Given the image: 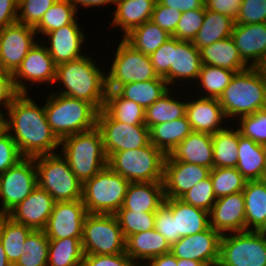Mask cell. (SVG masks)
<instances>
[{
  "label": "cell",
  "mask_w": 266,
  "mask_h": 266,
  "mask_svg": "<svg viewBox=\"0 0 266 266\" xmlns=\"http://www.w3.org/2000/svg\"><path fill=\"white\" fill-rule=\"evenodd\" d=\"M29 95L18 93L13 98L3 114V128L12 136L23 157L57 153L60 140L47 122L44 106Z\"/></svg>",
  "instance_id": "6da1fadb"
},
{
  "label": "cell",
  "mask_w": 266,
  "mask_h": 266,
  "mask_svg": "<svg viewBox=\"0 0 266 266\" xmlns=\"http://www.w3.org/2000/svg\"><path fill=\"white\" fill-rule=\"evenodd\" d=\"M98 65L87 53L78 59L57 65L55 84L58 82L63 87L62 90L58 88L53 92L84 100L98 111L102 110L107 95V76L106 71Z\"/></svg>",
  "instance_id": "7a4b0ae2"
},
{
  "label": "cell",
  "mask_w": 266,
  "mask_h": 266,
  "mask_svg": "<svg viewBox=\"0 0 266 266\" xmlns=\"http://www.w3.org/2000/svg\"><path fill=\"white\" fill-rule=\"evenodd\" d=\"M218 101L229 119L235 122L242 116L266 108V73L261 67H249L235 73ZM231 119V120H230Z\"/></svg>",
  "instance_id": "3957f363"
},
{
  "label": "cell",
  "mask_w": 266,
  "mask_h": 266,
  "mask_svg": "<svg viewBox=\"0 0 266 266\" xmlns=\"http://www.w3.org/2000/svg\"><path fill=\"white\" fill-rule=\"evenodd\" d=\"M51 91L46 96L44 111L59 140L97 126L99 111L91 103Z\"/></svg>",
  "instance_id": "277c9868"
},
{
  "label": "cell",
  "mask_w": 266,
  "mask_h": 266,
  "mask_svg": "<svg viewBox=\"0 0 266 266\" xmlns=\"http://www.w3.org/2000/svg\"><path fill=\"white\" fill-rule=\"evenodd\" d=\"M60 149L59 152L82 184L108 163L103 137L97 126L63 138L60 140Z\"/></svg>",
  "instance_id": "5b68a950"
},
{
  "label": "cell",
  "mask_w": 266,
  "mask_h": 266,
  "mask_svg": "<svg viewBox=\"0 0 266 266\" xmlns=\"http://www.w3.org/2000/svg\"><path fill=\"white\" fill-rule=\"evenodd\" d=\"M166 155L152 143L113 153L107 165L131 182H163Z\"/></svg>",
  "instance_id": "8992f818"
},
{
  "label": "cell",
  "mask_w": 266,
  "mask_h": 266,
  "mask_svg": "<svg viewBox=\"0 0 266 266\" xmlns=\"http://www.w3.org/2000/svg\"><path fill=\"white\" fill-rule=\"evenodd\" d=\"M130 182L108 165L86 180L82 201L88 213L115 214L123 205Z\"/></svg>",
  "instance_id": "52a82bcc"
},
{
  "label": "cell",
  "mask_w": 266,
  "mask_h": 266,
  "mask_svg": "<svg viewBox=\"0 0 266 266\" xmlns=\"http://www.w3.org/2000/svg\"><path fill=\"white\" fill-rule=\"evenodd\" d=\"M38 186L56 202L82 200L83 184L61 153L34 157Z\"/></svg>",
  "instance_id": "ba28073f"
},
{
  "label": "cell",
  "mask_w": 266,
  "mask_h": 266,
  "mask_svg": "<svg viewBox=\"0 0 266 266\" xmlns=\"http://www.w3.org/2000/svg\"><path fill=\"white\" fill-rule=\"evenodd\" d=\"M107 76V90H117L131 82H145L160 78L150 56L130 45L124 38L118 43Z\"/></svg>",
  "instance_id": "9c48e42d"
},
{
  "label": "cell",
  "mask_w": 266,
  "mask_h": 266,
  "mask_svg": "<svg viewBox=\"0 0 266 266\" xmlns=\"http://www.w3.org/2000/svg\"><path fill=\"white\" fill-rule=\"evenodd\" d=\"M125 240L115 215L88 213L85 217L81 240L84 254L125 253Z\"/></svg>",
  "instance_id": "30bf717a"
},
{
  "label": "cell",
  "mask_w": 266,
  "mask_h": 266,
  "mask_svg": "<svg viewBox=\"0 0 266 266\" xmlns=\"http://www.w3.org/2000/svg\"><path fill=\"white\" fill-rule=\"evenodd\" d=\"M217 266H266V235L261 231L222 235Z\"/></svg>",
  "instance_id": "8fae6325"
},
{
  "label": "cell",
  "mask_w": 266,
  "mask_h": 266,
  "mask_svg": "<svg viewBox=\"0 0 266 266\" xmlns=\"http://www.w3.org/2000/svg\"><path fill=\"white\" fill-rule=\"evenodd\" d=\"M38 186L34 158L24 157L0 174V215H7Z\"/></svg>",
  "instance_id": "7c38bea8"
},
{
  "label": "cell",
  "mask_w": 266,
  "mask_h": 266,
  "mask_svg": "<svg viewBox=\"0 0 266 266\" xmlns=\"http://www.w3.org/2000/svg\"><path fill=\"white\" fill-rule=\"evenodd\" d=\"M97 127L108 158L115 152L142 148L150 143V129L146 125H127L112 119L103 109L98 112Z\"/></svg>",
  "instance_id": "4fadbf2b"
},
{
  "label": "cell",
  "mask_w": 266,
  "mask_h": 266,
  "mask_svg": "<svg viewBox=\"0 0 266 266\" xmlns=\"http://www.w3.org/2000/svg\"><path fill=\"white\" fill-rule=\"evenodd\" d=\"M38 42L30 49L18 69L12 74L13 85L17 93H28L27 84L50 86L55 83L56 65L44 43ZM40 41V43H39ZM27 83V84H26Z\"/></svg>",
  "instance_id": "5bb4252c"
},
{
  "label": "cell",
  "mask_w": 266,
  "mask_h": 266,
  "mask_svg": "<svg viewBox=\"0 0 266 266\" xmlns=\"http://www.w3.org/2000/svg\"><path fill=\"white\" fill-rule=\"evenodd\" d=\"M34 27L15 23L0 30V67L13 74L37 43ZM36 40V41H35Z\"/></svg>",
  "instance_id": "9a60e30c"
},
{
  "label": "cell",
  "mask_w": 266,
  "mask_h": 266,
  "mask_svg": "<svg viewBox=\"0 0 266 266\" xmlns=\"http://www.w3.org/2000/svg\"><path fill=\"white\" fill-rule=\"evenodd\" d=\"M222 235L209 227L203 232L181 237L170 246V252L180 259H192L217 266L220 257V241Z\"/></svg>",
  "instance_id": "2e32d148"
},
{
  "label": "cell",
  "mask_w": 266,
  "mask_h": 266,
  "mask_svg": "<svg viewBox=\"0 0 266 266\" xmlns=\"http://www.w3.org/2000/svg\"><path fill=\"white\" fill-rule=\"evenodd\" d=\"M88 212L82 200L55 202L44 228L48 239L82 238Z\"/></svg>",
  "instance_id": "e0dca14e"
},
{
  "label": "cell",
  "mask_w": 266,
  "mask_h": 266,
  "mask_svg": "<svg viewBox=\"0 0 266 266\" xmlns=\"http://www.w3.org/2000/svg\"><path fill=\"white\" fill-rule=\"evenodd\" d=\"M79 25L76 18L71 24L46 33L43 40H41L56 66L85 55L82 49H84L83 46L87 36L83 34L85 31Z\"/></svg>",
  "instance_id": "ac0fdd59"
},
{
  "label": "cell",
  "mask_w": 266,
  "mask_h": 266,
  "mask_svg": "<svg viewBox=\"0 0 266 266\" xmlns=\"http://www.w3.org/2000/svg\"><path fill=\"white\" fill-rule=\"evenodd\" d=\"M201 66L200 50L194 46V43L172 37V65L169 72L163 77L169 88H171L170 86L174 87V84L180 80H184L182 84L186 85L187 83L190 88L191 82H194L195 86Z\"/></svg>",
  "instance_id": "d6986e66"
},
{
  "label": "cell",
  "mask_w": 266,
  "mask_h": 266,
  "mask_svg": "<svg viewBox=\"0 0 266 266\" xmlns=\"http://www.w3.org/2000/svg\"><path fill=\"white\" fill-rule=\"evenodd\" d=\"M210 168L183 161H165L164 194L165 198H180L198 182L210 176Z\"/></svg>",
  "instance_id": "ffe728a7"
},
{
  "label": "cell",
  "mask_w": 266,
  "mask_h": 266,
  "mask_svg": "<svg viewBox=\"0 0 266 266\" xmlns=\"http://www.w3.org/2000/svg\"><path fill=\"white\" fill-rule=\"evenodd\" d=\"M55 202L47 191L37 186L7 216L14 222L26 225L32 230H44Z\"/></svg>",
  "instance_id": "44dd1931"
},
{
  "label": "cell",
  "mask_w": 266,
  "mask_h": 266,
  "mask_svg": "<svg viewBox=\"0 0 266 266\" xmlns=\"http://www.w3.org/2000/svg\"><path fill=\"white\" fill-rule=\"evenodd\" d=\"M210 227L221 235L245 231L243 192L217 198L209 212Z\"/></svg>",
  "instance_id": "7402d4cb"
},
{
  "label": "cell",
  "mask_w": 266,
  "mask_h": 266,
  "mask_svg": "<svg viewBox=\"0 0 266 266\" xmlns=\"http://www.w3.org/2000/svg\"><path fill=\"white\" fill-rule=\"evenodd\" d=\"M231 37L249 67H262L266 60V23H235Z\"/></svg>",
  "instance_id": "603a6c76"
},
{
  "label": "cell",
  "mask_w": 266,
  "mask_h": 266,
  "mask_svg": "<svg viewBox=\"0 0 266 266\" xmlns=\"http://www.w3.org/2000/svg\"><path fill=\"white\" fill-rule=\"evenodd\" d=\"M192 94L187 99L186 117L191 124L192 130L215 134L226 127L227 119L218 99L199 97ZM191 97V98H190ZM195 98V99H193ZM223 121L224 124L222 123ZM224 126H223V125Z\"/></svg>",
  "instance_id": "cb8c5ba5"
},
{
  "label": "cell",
  "mask_w": 266,
  "mask_h": 266,
  "mask_svg": "<svg viewBox=\"0 0 266 266\" xmlns=\"http://www.w3.org/2000/svg\"><path fill=\"white\" fill-rule=\"evenodd\" d=\"M183 161L214 168L212 134L192 131L166 156L165 161Z\"/></svg>",
  "instance_id": "d4e9b609"
},
{
  "label": "cell",
  "mask_w": 266,
  "mask_h": 266,
  "mask_svg": "<svg viewBox=\"0 0 266 266\" xmlns=\"http://www.w3.org/2000/svg\"><path fill=\"white\" fill-rule=\"evenodd\" d=\"M164 203L172 210L176 235H194L210 227L209 212L184 203L179 198H165Z\"/></svg>",
  "instance_id": "484cf974"
},
{
  "label": "cell",
  "mask_w": 266,
  "mask_h": 266,
  "mask_svg": "<svg viewBox=\"0 0 266 266\" xmlns=\"http://www.w3.org/2000/svg\"><path fill=\"white\" fill-rule=\"evenodd\" d=\"M169 252L170 244L155 229L130 235L125 240V253L138 266H143L151 258Z\"/></svg>",
  "instance_id": "4316f807"
},
{
  "label": "cell",
  "mask_w": 266,
  "mask_h": 266,
  "mask_svg": "<svg viewBox=\"0 0 266 266\" xmlns=\"http://www.w3.org/2000/svg\"><path fill=\"white\" fill-rule=\"evenodd\" d=\"M157 0H116L111 27L123 32L122 38L133 29L151 20Z\"/></svg>",
  "instance_id": "83f0119b"
},
{
  "label": "cell",
  "mask_w": 266,
  "mask_h": 266,
  "mask_svg": "<svg viewBox=\"0 0 266 266\" xmlns=\"http://www.w3.org/2000/svg\"><path fill=\"white\" fill-rule=\"evenodd\" d=\"M164 200L163 182H131L119 210L156 212Z\"/></svg>",
  "instance_id": "f1b7e54d"
},
{
  "label": "cell",
  "mask_w": 266,
  "mask_h": 266,
  "mask_svg": "<svg viewBox=\"0 0 266 266\" xmlns=\"http://www.w3.org/2000/svg\"><path fill=\"white\" fill-rule=\"evenodd\" d=\"M237 170L247 181L265 176L266 146L256 143L239 132Z\"/></svg>",
  "instance_id": "f546056e"
},
{
  "label": "cell",
  "mask_w": 266,
  "mask_h": 266,
  "mask_svg": "<svg viewBox=\"0 0 266 266\" xmlns=\"http://www.w3.org/2000/svg\"><path fill=\"white\" fill-rule=\"evenodd\" d=\"M245 231H261L266 225V180L247 181L244 190Z\"/></svg>",
  "instance_id": "4dcf8cb0"
},
{
  "label": "cell",
  "mask_w": 266,
  "mask_h": 266,
  "mask_svg": "<svg viewBox=\"0 0 266 266\" xmlns=\"http://www.w3.org/2000/svg\"><path fill=\"white\" fill-rule=\"evenodd\" d=\"M202 65L226 68L236 73L249 66L242 60L232 37L219 40L200 49Z\"/></svg>",
  "instance_id": "1f68e13d"
},
{
  "label": "cell",
  "mask_w": 266,
  "mask_h": 266,
  "mask_svg": "<svg viewBox=\"0 0 266 266\" xmlns=\"http://www.w3.org/2000/svg\"><path fill=\"white\" fill-rule=\"evenodd\" d=\"M234 24L235 20L230 16L205 9L203 24L192 42L200 50L219 40L229 38Z\"/></svg>",
  "instance_id": "d6a6232c"
},
{
  "label": "cell",
  "mask_w": 266,
  "mask_h": 266,
  "mask_svg": "<svg viewBox=\"0 0 266 266\" xmlns=\"http://www.w3.org/2000/svg\"><path fill=\"white\" fill-rule=\"evenodd\" d=\"M175 93L178 94V92H173L170 88L163 96L145 109V125L149 129L154 125L171 122L186 115L187 99H183L184 101L182 100L184 97L178 99Z\"/></svg>",
  "instance_id": "836d02e7"
},
{
  "label": "cell",
  "mask_w": 266,
  "mask_h": 266,
  "mask_svg": "<svg viewBox=\"0 0 266 266\" xmlns=\"http://www.w3.org/2000/svg\"><path fill=\"white\" fill-rule=\"evenodd\" d=\"M192 131L191 124L185 115L171 122L154 125L150 129V143L167 156Z\"/></svg>",
  "instance_id": "e575fe53"
},
{
  "label": "cell",
  "mask_w": 266,
  "mask_h": 266,
  "mask_svg": "<svg viewBox=\"0 0 266 266\" xmlns=\"http://www.w3.org/2000/svg\"><path fill=\"white\" fill-rule=\"evenodd\" d=\"M229 125L212 134L214 168H232L238 163L239 129Z\"/></svg>",
  "instance_id": "d590c367"
},
{
  "label": "cell",
  "mask_w": 266,
  "mask_h": 266,
  "mask_svg": "<svg viewBox=\"0 0 266 266\" xmlns=\"http://www.w3.org/2000/svg\"><path fill=\"white\" fill-rule=\"evenodd\" d=\"M103 110L112 119L127 125H145V109L123 98L116 90H107Z\"/></svg>",
  "instance_id": "8d00e7d4"
},
{
  "label": "cell",
  "mask_w": 266,
  "mask_h": 266,
  "mask_svg": "<svg viewBox=\"0 0 266 266\" xmlns=\"http://www.w3.org/2000/svg\"><path fill=\"white\" fill-rule=\"evenodd\" d=\"M169 86L163 77L145 82H131L120 86L116 91L128 100L134 101L144 109L148 108L168 90Z\"/></svg>",
  "instance_id": "74e56055"
},
{
  "label": "cell",
  "mask_w": 266,
  "mask_h": 266,
  "mask_svg": "<svg viewBox=\"0 0 266 266\" xmlns=\"http://www.w3.org/2000/svg\"><path fill=\"white\" fill-rule=\"evenodd\" d=\"M32 231L26 225L14 222L7 215H0V241L8 261L14 265L24 253V242Z\"/></svg>",
  "instance_id": "f35d334b"
},
{
  "label": "cell",
  "mask_w": 266,
  "mask_h": 266,
  "mask_svg": "<svg viewBox=\"0 0 266 266\" xmlns=\"http://www.w3.org/2000/svg\"><path fill=\"white\" fill-rule=\"evenodd\" d=\"M171 37L165 30L149 20L133 29L124 39L136 50L150 56Z\"/></svg>",
  "instance_id": "ab89813d"
},
{
  "label": "cell",
  "mask_w": 266,
  "mask_h": 266,
  "mask_svg": "<svg viewBox=\"0 0 266 266\" xmlns=\"http://www.w3.org/2000/svg\"><path fill=\"white\" fill-rule=\"evenodd\" d=\"M82 238L49 239L47 266H80L84 252Z\"/></svg>",
  "instance_id": "60d3db41"
},
{
  "label": "cell",
  "mask_w": 266,
  "mask_h": 266,
  "mask_svg": "<svg viewBox=\"0 0 266 266\" xmlns=\"http://www.w3.org/2000/svg\"><path fill=\"white\" fill-rule=\"evenodd\" d=\"M236 72L212 65H202L196 81V93L199 97L219 99ZM199 84V88H197ZM201 89V90H200ZM201 91L199 94L198 92ZM204 91V92H203Z\"/></svg>",
  "instance_id": "b9f144b4"
},
{
  "label": "cell",
  "mask_w": 266,
  "mask_h": 266,
  "mask_svg": "<svg viewBox=\"0 0 266 266\" xmlns=\"http://www.w3.org/2000/svg\"><path fill=\"white\" fill-rule=\"evenodd\" d=\"M72 0H57L44 14L40 22L34 27L37 35L43 36L62 26L71 24L77 17Z\"/></svg>",
  "instance_id": "7bdbcfd3"
},
{
  "label": "cell",
  "mask_w": 266,
  "mask_h": 266,
  "mask_svg": "<svg viewBox=\"0 0 266 266\" xmlns=\"http://www.w3.org/2000/svg\"><path fill=\"white\" fill-rule=\"evenodd\" d=\"M24 253L13 266H47L49 239L44 230H32L23 245Z\"/></svg>",
  "instance_id": "ee69618b"
},
{
  "label": "cell",
  "mask_w": 266,
  "mask_h": 266,
  "mask_svg": "<svg viewBox=\"0 0 266 266\" xmlns=\"http://www.w3.org/2000/svg\"><path fill=\"white\" fill-rule=\"evenodd\" d=\"M210 178L216 198L242 192L247 182L236 167L213 168L210 171Z\"/></svg>",
  "instance_id": "f6af8a7d"
},
{
  "label": "cell",
  "mask_w": 266,
  "mask_h": 266,
  "mask_svg": "<svg viewBox=\"0 0 266 266\" xmlns=\"http://www.w3.org/2000/svg\"><path fill=\"white\" fill-rule=\"evenodd\" d=\"M114 215L125 239L130 235L155 228V212L118 210Z\"/></svg>",
  "instance_id": "bcb514c9"
},
{
  "label": "cell",
  "mask_w": 266,
  "mask_h": 266,
  "mask_svg": "<svg viewBox=\"0 0 266 266\" xmlns=\"http://www.w3.org/2000/svg\"><path fill=\"white\" fill-rule=\"evenodd\" d=\"M236 126L239 132L255 141L266 146V108L258 110L251 115L242 116L238 119Z\"/></svg>",
  "instance_id": "7dc6e473"
},
{
  "label": "cell",
  "mask_w": 266,
  "mask_h": 266,
  "mask_svg": "<svg viewBox=\"0 0 266 266\" xmlns=\"http://www.w3.org/2000/svg\"><path fill=\"white\" fill-rule=\"evenodd\" d=\"M179 199L186 204L193 205L194 207L210 212L212 206L217 200L214 195V189L210 176L198 182Z\"/></svg>",
  "instance_id": "c3c4849f"
},
{
  "label": "cell",
  "mask_w": 266,
  "mask_h": 266,
  "mask_svg": "<svg viewBox=\"0 0 266 266\" xmlns=\"http://www.w3.org/2000/svg\"><path fill=\"white\" fill-rule=\"evenodd\" d=\"M57 0H18L17 22L35 27Z\"/></svg>",
  "instance_id": "681fc988"
},
{
  "label": "cell",
  "mask_w": 266,
  "mask_h": 266,
  "mask_svg": "<svg viewBox=\"0 0 266 266\" xmlns=\"http://www.w3.org/2000/svg\"><path fill=\"white\" fill-rule=\"evenodd\" d=\"M204 17V5L199 9L182 12L181 18L172 37L183 41H193L203 24Z\"/></svg>",
  "instance_id": "f907efd6"
},
{
  "label": "cell",
  "mask_w": 266,
  "mask_h": 266,
  "mask_svg": "<svg viewBox=\"0 0 266 266\" xmlns=\"http://www.w3.org/2000/svg\"><path fill=\"white\" fill-rule=\"evenodd\" d=\"M235 23H266V0H242Z\"/></svg>",
  "instance_id": "816d5d0a"
},
{
  "label": "cell",
  "mask_w": 266,
  "mask_h": 266,
  "mask_svg": "<svg viewBox=\"0 0 266 266\" xmlns=\"http://www.w3.org/2000/svg\"><path fill=\"white\" fill-rule=\"evenodd\" d=\"M23 158L12 136L3 128L0 131V174Z\"/></svg>",
  "instance_id": "f5cc1de1"
},
{
  "label": "cell",
  "mask_w": 266,
  "mask_h": 266,
  "mask_svg": "<svg viewBox=\"0 0 266 266\" xmlns=\"http://www.w3.org/2000/svg\"><path fill=\"white\" fill-rule=\"evenodd\" d=\"M154 229L165 237L170 246L179 240V237L176 235V226L172 210L165 203L155 212Z\"/></svg>",
  "instance_id": "db71d44e"
},
{
  "label": "cell",
  "mask_w": 266,
  "mask_h": 266,
  "mask_svg": "<svg viewBox=\"0 0 266 266\" xmlns=\"http://www.w3.org/2000/svg\"><path fill=\"white\" fill-rule=\"evenodd\" d=\"M181 14L182 12L163 6L157 1L152 13L151 21L173 36L181 18Z\"/></svg>",
  "instance_id": "11a10c76"
},
{
  "label": "cell",
  "mask_w": 266,
  "mask_h": 266,
  "mask_svg": "<svg viewBox=\"0 0 266 266\" xmlns=\"http://www.w3.org/2000/svg\"><path fill=\"white\" fill-rule=\"evenodd\" d=\"M83 266H138L126 253L112 255L84 254Z\"/></svg>",
  "instance_id": "9f6ffc18"
},
{
  "label": "cell",
  "mask_w": 266,
  "mask_h": 266,
  "mask_svg": "<svg viewBox=\"0 0 266 266\" xmlns=\"http://www.w3.org/2000/svg\"><path fill=\"white\" fill-rule=\"evenodd\" d=\"M151 63L159 77H164L172 65V37L150 55Z\"/></svg>",
  "instance_id": "6f0895ef"
},
{
  "label": "cell",
  "mask_w": 266,
  "mask_h": 266,
  "mask_svg": "<svg viewBox=\"0 0 266 266\" xmlns=\"http://www.w3.org/2000/svg\"><path fill=\"white\" fill-rule=\"evenodd\" d=\"M242 0H206L205 9L230 16L236 20Z\"/></svg>",
  "instance_id": "680465c9"
},
{
  "label": "cell",
  "mask_w": 266,
  "mask_h": 266,
  "mask_svg": "<svg viewBox=\"0 0 266 266\" xmlns=\"http://www.w3.org/2000/svg\"><path fill=\"white\" fill-rule=\"evenodd\" d=\"M17 94L13 85L12 74L0 67V112H5L2 111V107L5 110Z\"/></svg>",
  "instance_id": "91938a15"
},
{
  "label": "cell",
  "mask_w": 266,
  "mask_h": 266,
  "mask_svg": "<svg viewBox=\"0 0 266 266\" xmlns=\"http://www.w3.org/2000/svg\"><path fill=\"white\" fill-rule=\"evenodd\" d=\"M18 0H0V30L17 23Z\"/></svg>",
  "instance_id": "94428289"
},
{
  "label": "cell",
  "mask_w": 266,
  "mask_h": 266,
  "mask_svg": "<svg viewBox=\"0 0 266 266\" xmlns=\"http://www.w3.org/2000/svg\"><path fill=\"white\" fill-rule=\"evenodd\" d=\"M161 5L173 8L180 12L201 8L204 3L201 0H157Z\"/></svg>",
  "instance_id": "6125c7cd"
},
{
  "label": "cell",
  "mask_w": 266,
  "mask_h": 266,
  "mask_svg": "<svg viewBox=\"0 0 266 266\" xmlns=\"http://www.w3.org/2000/svg\"><path fill=\"white\" fill-rule=\"evenodd\" d=\"M143 266H177V258L169 252L151 258Z\"/></svg>",
  "instance_id": "be15d7a7"
},
{
  "label": "cell",
  "mask_w": 266,
  "mask_h": 266,
  "mask_svg": "<svg viewBox=\"0 0 266 266\" xmlns=\"http://www.w3.org/2000/svg\"><path fill=\"white\" fill-rule=\"evenodd\" d=\"M72 3L74 4L76 11H78L79 6L84 7V9L85 8L87 9V7L93 9V7L98 8V7H101L105 4H109V5L114 4L115 5L116 0H72Z\"/></svg>",
  "instance_id": "e7e4bbea"
},
{
  "label": "cell",
  "mask_w": 266,
  "mask_h": 266,
  "mask_svg": "<svg viewBox=\"0 0 266 266\" xmlns=\"http://www.w3.org/2000/svg\"><path fill=\"white\" fill-rule=\"evenodd\" d=\"M177 266H207L205 263L192 259L177 258Z\"/></svg>",
  "instance_id": "03108f58"
},
{
  "label": "cell",
  "mask_w": 266,
  "mask_h": 266,
  "mask_svg": "<svg viewBox=\"0 0 266 266\" xmlns=\"http://www.w3.org/2000/svg\"><path fill=\"white\" fill-rule=\"evenodd\" d=\"M0 266H13L7 259L5 250L3 248V245L0 241Z\"/></svg>",
  "instance_id": "003e7915"
},
{
  "label": "cell",
  "mask_w": 266,
  "mask_h": 266,
  "mask_svg": "<svg viewBox=\"0 0 266 266\" xmlns=\"http://www.w3.org/2000/svg\"><path fill=\"white\" fill-rule=\"evenodd\" d=\"M3 114L4 112H0V131L3 129Z\"/></svg>",
  "instance_id": "a7ac6f4b"
},
{
  "label": "cell",
  "mask_w": 266,
  "mask_h": 266,
  "mask_svg": "<svg viewBox=\"0 0 266 266\" xmlns=\"http://www.w3.org/2000/svg\"><path fill=\"white\" fill-rule=\"evenodd\" d=\"M264 71H266V60L265 62L263 63L262 67H261Z\"/></svg>",
  "instance_id": "89a4df30"
},
{
  "label": "cell",
  "mask_w": 266,
  "mask_h": 266,
  "mask_svg": "<svg viewBox=\"0 0 266 266\" xmlns=\"http://www.w3.org/2000/svg\"><path fill=\"white\" fill-rule=\"evenodd\" d=\"M261 232L266 235V225L264 226V228L261 230Z\"/></svg>",
  "instance_id": "2644e50d"
},
{
  "label": "cell",
  "mask_w": 266,
  "mask_h": 266,
  "mask_svg": "<svg viewBox=\"0 0 266 266\" xmlns=\"http://www.w3.org/2000/svg\"><path fill=\"white\" fill-rule=\"evenodd\" d=\"M264 179L266 180V164H265V176H264Z\"/></svg>",
  "instance_id": "8c879c8a"
}]
</instances>
